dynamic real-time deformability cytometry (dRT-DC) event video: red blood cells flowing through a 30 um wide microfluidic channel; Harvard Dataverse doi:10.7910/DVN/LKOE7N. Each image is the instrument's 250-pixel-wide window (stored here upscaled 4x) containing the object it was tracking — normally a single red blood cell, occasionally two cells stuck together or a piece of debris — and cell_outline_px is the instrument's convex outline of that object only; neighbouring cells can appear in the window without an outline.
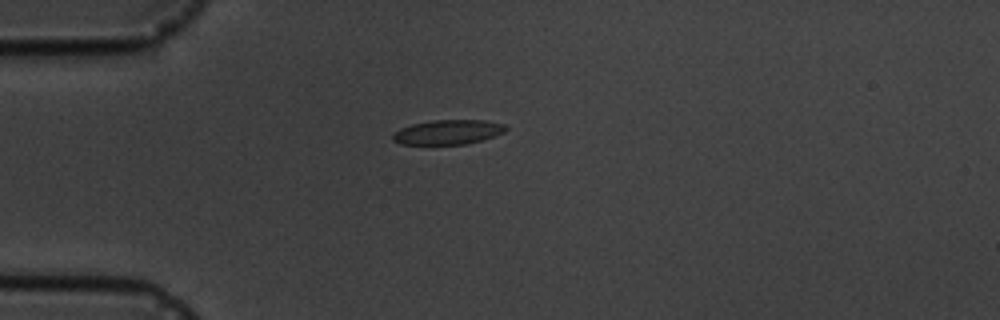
{"species": "common noctule bat (a hibernating species)", "species_latin": "Nyctalus noctula", "temperature_condition": "cold", "stored_images_in_passage": 1, "camera_frame_rate_fps": 3000, "um_per_image_px": 0.085, "animal": {"sex": "male", "body_mass_g": 19.5, "forearm_length_mm": 54.6}, "frame": {"image": 1, "passage_image": 1, "time_ms": 0.0, "image_size_px": [1000, 320], "cell_outline_px": [[508, 128], [504, 132], [484, 140], [464, 144], [400, 144], [392, 140], [392, 132], [400, 128], [412, 124], [432, 120], [484, 120], [504, 124]], "centroid_in_image_um": [38.06, 11.23], "position_along_channel_um": 46.9, "area_um2": 16.3}}